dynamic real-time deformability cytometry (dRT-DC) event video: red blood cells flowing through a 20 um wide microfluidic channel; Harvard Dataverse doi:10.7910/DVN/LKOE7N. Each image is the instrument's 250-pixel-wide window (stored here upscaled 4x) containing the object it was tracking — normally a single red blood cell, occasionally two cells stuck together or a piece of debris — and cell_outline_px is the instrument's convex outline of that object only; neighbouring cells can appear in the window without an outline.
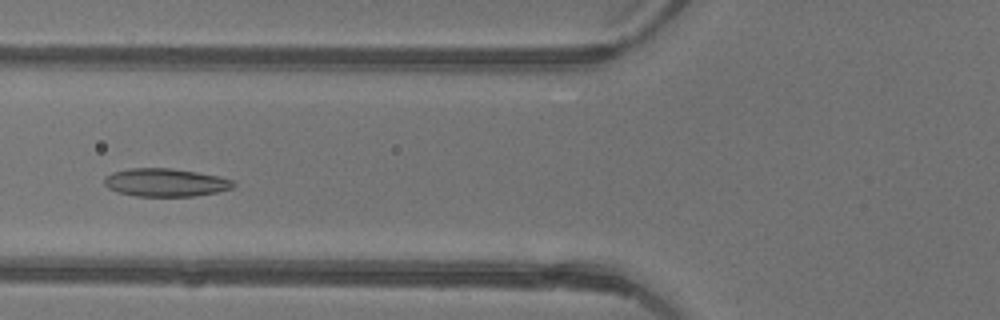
{"species": "common noctule bat (a hibernating species)", "species_latin": "Nyctalus noctula", "temperature_condition": "warm", "stored_images_in_passage": 5, "camera_frame_rate_fps": 3000, "um_per_image_px": 0.085, "animal": {"sex": "female"}, "frame": {"image": 1, "passage_image": 5, "time_ms": 1.333, "image_size_px": [1000, 320], "cell_outline_px": [[236, 184], [232, 188], [216, 192], [196, 196], [136, 196], [120, 192], [108, 188], [104, 184], [104, 180], [112, 172], [128, 168], [172, 168], [220, 176], [232, 180]], "centroid_in_image_um": [14.08, 15.51], "position_along_channel_um": 111.7, "area_um2": 21.04}}